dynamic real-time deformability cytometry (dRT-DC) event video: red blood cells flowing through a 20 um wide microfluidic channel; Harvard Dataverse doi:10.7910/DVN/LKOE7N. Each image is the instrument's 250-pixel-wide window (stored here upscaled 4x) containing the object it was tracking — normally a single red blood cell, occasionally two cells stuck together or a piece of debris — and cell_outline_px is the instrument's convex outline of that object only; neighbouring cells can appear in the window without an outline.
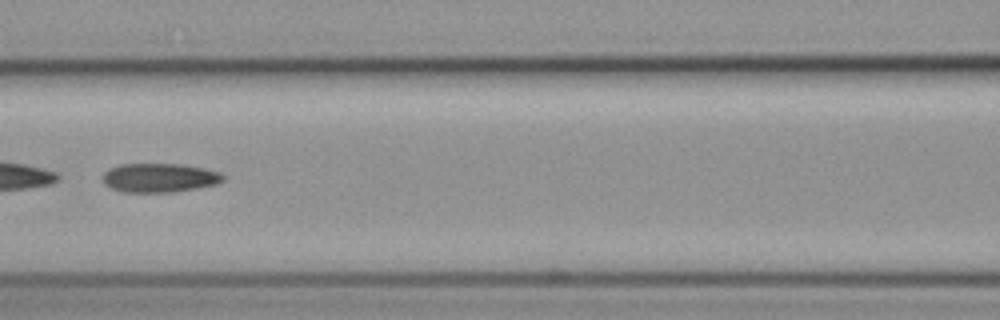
{"species": "common noctule bat (a hibernating species)", "species_latin": "Nyctalus noctula", "temperature_condition": "cold", "stored_images_in_passage": 11, "camera_frame_rate_fps": 3000, "um_per_image_px": 0.085, "animal": {"sex": "female", "body_mass_g": 19.3, "forearm_length_mm": 54.1}, "frame": {"image": 1, "passage_image": 7, "time_ms": 8.333, "image_size_px": [1000, 320], "cell_outline_px": [[224, 180], [216, 184], [196, 188], [172, 192], [120, 192], [108, 188], [100, 180], [104, 172], [108, 168], [120, 164], [184, 164], [204, 168], [220, 172], [224, 176]], "centroid_in_image_um": [13.48, 15.11], "position_along_channel_um": 153.1, "area_um2": 20.69}}
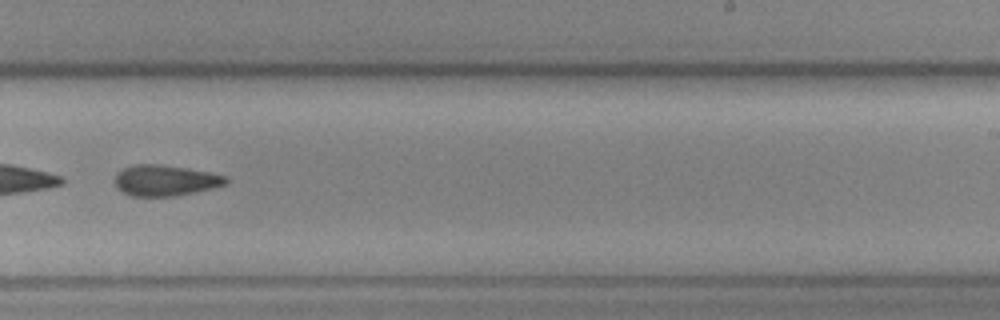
{"frame": {"image": 2, "passage_image": 10, "time_ms": 11.667, "image_size_px": [1000, 320], "cell_outline_px": [[228, 184], [196, 192], [172, 196], [132, 196], [116, 188], [112, 180], [116, 172], [124, 168], [136, 164], [160, 164], [208, 172], [224, 176], [228, 180]], "centroid_in_image_um": [13.98, 15.34], "position_along_channel_um": 275.0, "area_um2": 20.0}}
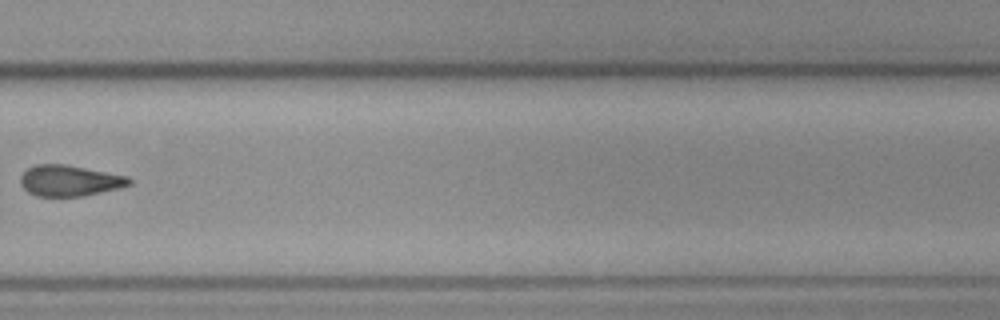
{"frame": {"image": 3, "passage_image": 11, "time_ms": 13.0, "image_size_px": [1000, 320], "cell_outline_px": [[132, 184], [120, 188], [84, 196], [36, 196], [28, 192], [20, 184], [20, 176], [28, 168], [36, 164], [64, 164], [128, 176], [132, 180]], "centroid_in_image_um": [5.92, 15.36], "position_along_channel_um": 323.9, "area_um2": 19.65}}